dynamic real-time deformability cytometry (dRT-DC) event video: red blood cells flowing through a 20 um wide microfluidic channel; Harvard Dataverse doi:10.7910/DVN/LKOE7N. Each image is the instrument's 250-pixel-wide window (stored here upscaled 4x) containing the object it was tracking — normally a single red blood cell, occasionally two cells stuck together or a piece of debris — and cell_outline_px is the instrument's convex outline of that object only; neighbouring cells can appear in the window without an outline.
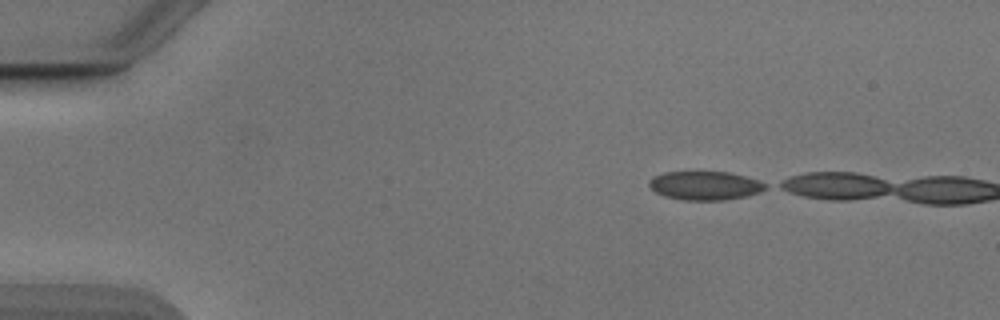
{"species": "Egyptian fruit bat (a non-hibernating species)", "species_latin": "Rousettus aegyptiacus", "temperature_condition": "cold", "stored_images_in_passage": 3, "camera_frame_rate_fps": 3000, "um_per_image_px": 0.085, "animal": {"sex": "male"}, "frame": {"image": 1, "passage_image": 1, "time_ms": 0.0, "image_size_px": [1000, 320], "cell_outline_px": [[768, 188], [760, 192], [744, 196], [724, 200], [680, 200], [664, 196], [656, 192], [648, 184], [648, 180], [652, 176], [664, 172], [728, 172], [744, 176], [756, 180], [764, 184]], "centroid_in_image_um": [59.87, 15.78], "position_along_channel_um": 25.1, "area_um2": 19.36}}